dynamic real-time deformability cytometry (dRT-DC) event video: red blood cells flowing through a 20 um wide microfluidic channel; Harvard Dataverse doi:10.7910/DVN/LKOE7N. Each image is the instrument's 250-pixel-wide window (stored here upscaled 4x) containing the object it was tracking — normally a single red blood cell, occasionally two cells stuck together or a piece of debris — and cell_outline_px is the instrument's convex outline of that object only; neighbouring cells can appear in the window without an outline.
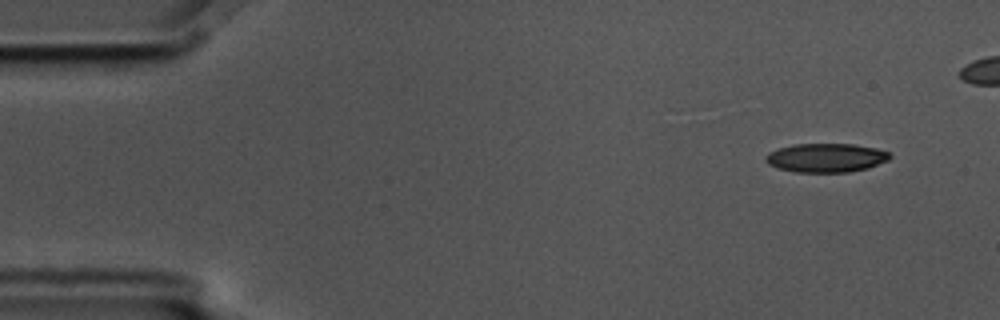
{"species": "common noctule bat (a hibernating species)", "species_latin": "Nyctalus noctula", "temperature_condition": "cold", "stored_images_in_passage": 4, "camera_frame_rate_fps": 3000, "um_per_image_px": 0.085, "animal": {"sex": "male", "body_mass_g": 17.5, "forearm_length_mm": 52.3}, "frame": {"image": 1, "passage_image": 1, "time_ms": 0.0, "image_size_px": [1000, 320], "cell_outline_px": [[892, 156], [888, 160], [868, 168], [848, 172], [796, 172], [776, 168], [768, 164], [764, 160], [764, 156], [768, 152], [792, 144], [852, 144], [876, 148], [888, 152]], "centroid_in_image_um": [70.18, 13.41], "position_along_channel_um": 14.8, "area_um2": 20.98}}